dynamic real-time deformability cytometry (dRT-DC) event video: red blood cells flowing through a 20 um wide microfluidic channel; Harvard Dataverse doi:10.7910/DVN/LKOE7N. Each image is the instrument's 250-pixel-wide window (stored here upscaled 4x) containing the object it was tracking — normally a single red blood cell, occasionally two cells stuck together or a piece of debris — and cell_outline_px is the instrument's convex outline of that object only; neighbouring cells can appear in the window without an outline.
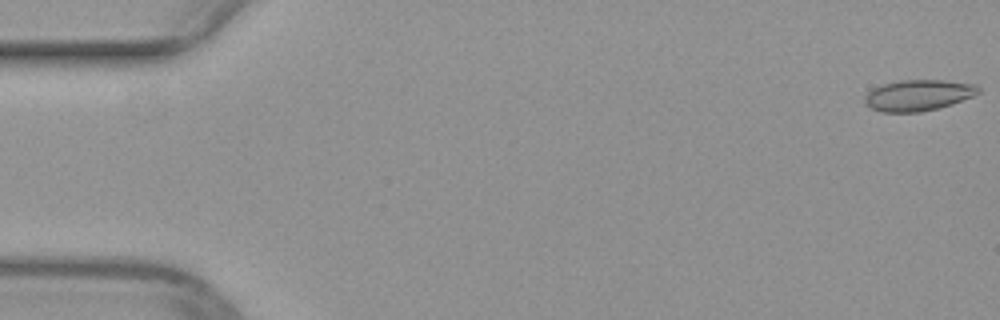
{"species": "common noctule bat (a hibernating species)", "species_latin": "Nyctalus noctula", "temperature_condition": "warm", "stored_images_in_passage": 45, "camera_frame_rate_fps": 3000, "um_per_image_px": 0.085, "animal": {"sex": "female", "body_mass_g": 29.2, "forearm_length_mm": 56.3}, "frame": {"image": 1, "passage_image": 1, "time_ms": 0.0, "image_size_px": [1000, 320], "cell_outline_px": [[980, 92], [972, 96], [952, 104], [920, 112], [880, 112], [864, 104], [864, 96], [872, 88], [884, 84], [900, 80], [944, 80], [976, 84], [980, 88]], "centroid_in_image_um": [78.03, 8.09], "position_along_channel_um": 7.0, "area_um2": 20.58}}
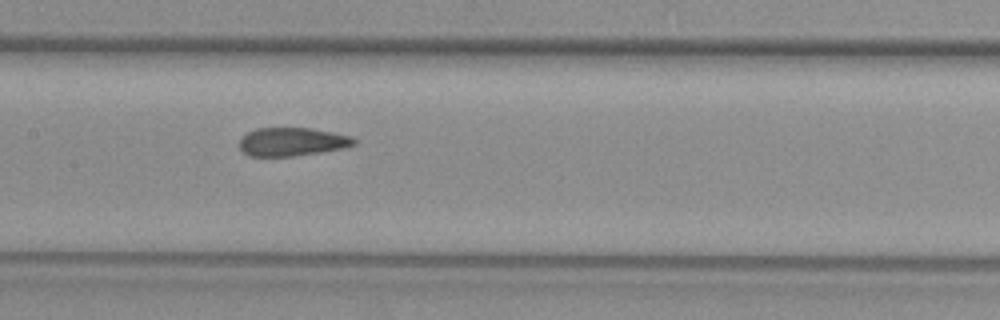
{"frame": {"image": 2, "passage_image": 25, "time_ms": 8.0, "image_size_px": [1000, 320], "cell_outline_px": [[356, 144], [344, 148], [320, 152], [292, 156], [248, 156], [240, 148], [240, 140], [248, 132], [256, 128], [312, 128], [352, 136], [356, 140]], "centroid_in_image_um": [24.85, 12.05], "position_along_channel_um": 182.6, "area_um2": 18.9}}
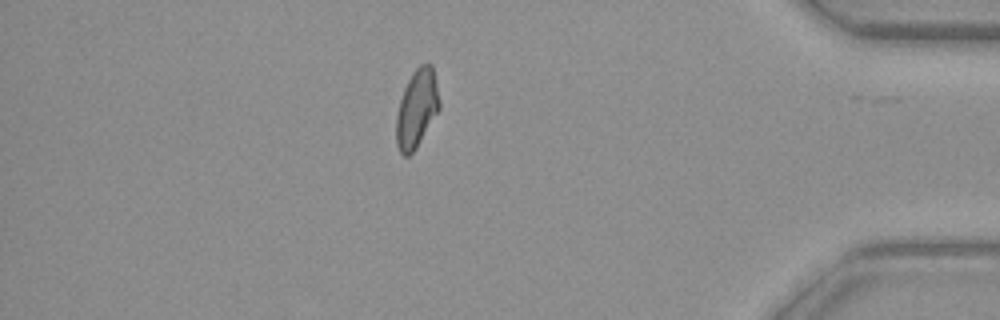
{"frame": {"image": 3, "passage_image": 44, "time_ms": 14.333, "image_size_px": [1000, 320], "cell_outline_px": [[440, 108], [416, 148], [408, 156], [404, 156], [400, 152], [396, 144], [396, 116], [400, 100], [404, 88], [412, 72], [420, 64], [432, 64], [440, 100]], "centroid_in_image_um": [35.42, 9.22], "position_along_channel_um": 399.8, "area_um2": 19.54}}